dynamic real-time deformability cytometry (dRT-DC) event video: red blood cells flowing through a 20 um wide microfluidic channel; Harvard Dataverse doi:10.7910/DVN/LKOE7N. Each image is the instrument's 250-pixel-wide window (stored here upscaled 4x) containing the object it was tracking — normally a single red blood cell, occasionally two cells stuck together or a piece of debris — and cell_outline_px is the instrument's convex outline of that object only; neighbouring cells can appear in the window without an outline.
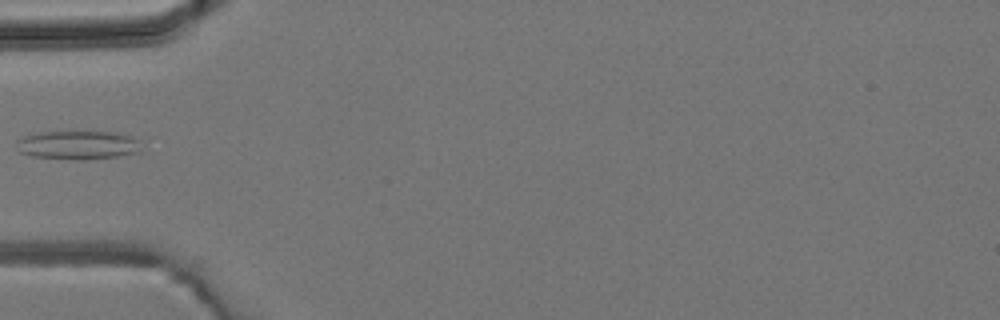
{"species": "common noctule bat (a hibernating species)", "species_latin": "Nyctalus noctula", "temperature_condition": "room temperature", "stored_images_in_passage": 3, "camera_frame_rate_fps": 3000, "um_per_image_px": 0.085, "animal": {"sex": "male", "body_mass_g": 19.2, "forearm_length_mm": 51.8}, "frame": {"image": 1, "passage_image": 3, "time_ms": 2.333, "image_size_px": [1000, 320], "cell_outline_px": [[140, 152], [116, 156], [84, 160], [80, 160], [32, 156], [20, 152], [16, 148], [16, 140], [24, 136], [36, 132], [112, 132], [132, 136], [136, 140]], "centroid_in_image_um": [6.55, 12.33], "position_along_channel_um": 78.4, "area_um2": 20.69}}